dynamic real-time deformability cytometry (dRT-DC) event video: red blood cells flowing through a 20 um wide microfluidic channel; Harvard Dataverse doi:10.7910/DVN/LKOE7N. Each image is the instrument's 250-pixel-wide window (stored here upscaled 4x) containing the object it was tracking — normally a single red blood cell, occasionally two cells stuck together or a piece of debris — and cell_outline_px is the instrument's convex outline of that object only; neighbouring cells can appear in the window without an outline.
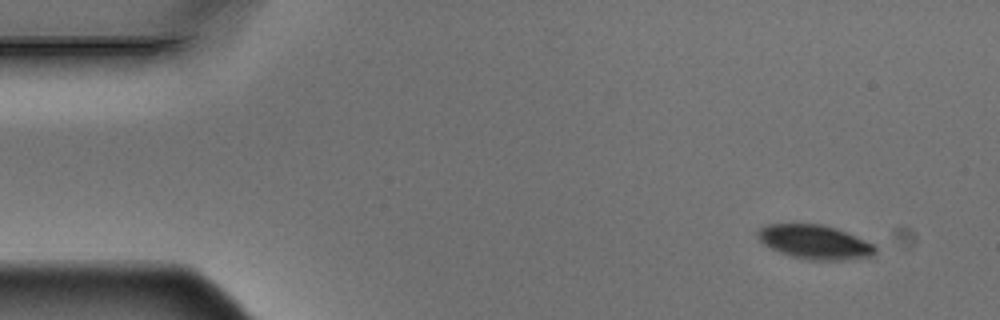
{"species": "Egyptian fruit bat (a non-hibernating species)", "species_latin": "Rousettus aegyptiacus", "temperature_condition": "warm", "stored_images_in_passage": 4, "camera_frame_rate_fps": 3000, "um_per_image_px": 0.085, "animal": {"sex": "male"}, "frame": {"image": 1, "passage_image": 1, "time_ms": 0.0, "image_size_px": [1000, 320], "cell_outline_px": [[876, 252], [872, 256], [840, 260], [812, 260], [792, 256], [780, 252], [764, 244], [756, 236], [756, 232], [760, 228], [768, 224], [824, 224], [836, 228], [876, 244]], "centroid_in_image_um": [69.27, 20.56], "position_along_channel_um": 15.7, "area_um2": 23.29}}
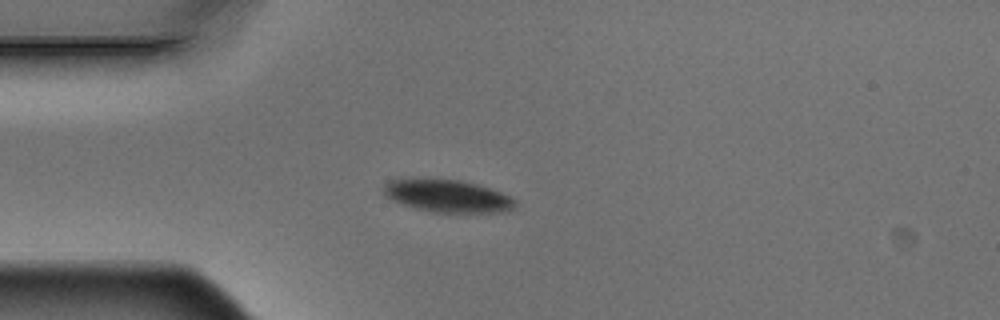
{"frame": {"image": 2, "passage_image": 4, "time_ms": 1.0, "image_size_px": [1000, 320], "cell_outline_px": [[516, 204], [512, 208], [504, 212], [432, 212], [412, 208], [384, 196], [384, 184], [388, 180], [412, 176], [428, 176], [460, 180], [480, 184], [512, 196], [516, 200]], "centroid_in_image_um": [37.98, 16.6], "position_along_channel_um": 47.0, "area_um2": 26.01}}